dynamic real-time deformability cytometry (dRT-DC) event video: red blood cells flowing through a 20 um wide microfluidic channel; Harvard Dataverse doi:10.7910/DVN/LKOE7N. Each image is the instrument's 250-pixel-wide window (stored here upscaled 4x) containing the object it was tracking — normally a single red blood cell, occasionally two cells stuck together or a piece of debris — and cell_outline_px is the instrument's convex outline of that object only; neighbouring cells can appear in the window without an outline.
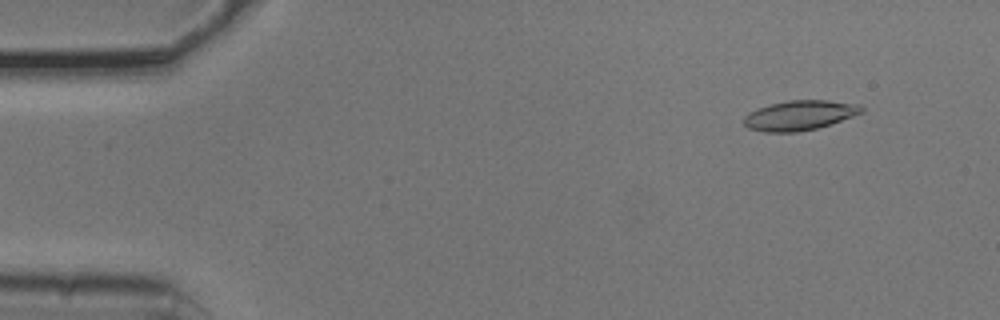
{"species": "common noctule bat (a hibernating species)", "species_latin": "Nyctalus noctula", "temperature_condition": "cold", "stored_images_in_passage": 4, "camera_frame_rate_fps": 3000, "um_per_image_px": 0.085, "animal": {"sex": "male", "body_mass_g": 20.5, "forearm_length_mm": 52.5}, "frame": {"image": 1, "passage_image": 1, "time_ms": 0.0, "image_size_px": [1000, 320], "cell_outline_px": [[864, 112], [816, 128], [800, 132], [764, 132], [748, 128], [744, 124], [744, 116], [748, 112], [772, 104], [788, 100], [828, 100], [860, 104], [864, 108]], "centroid_in_image_um": [67.97, 9.8], "position_along_channel_um": 17.0, "area_um2": 20.29}}
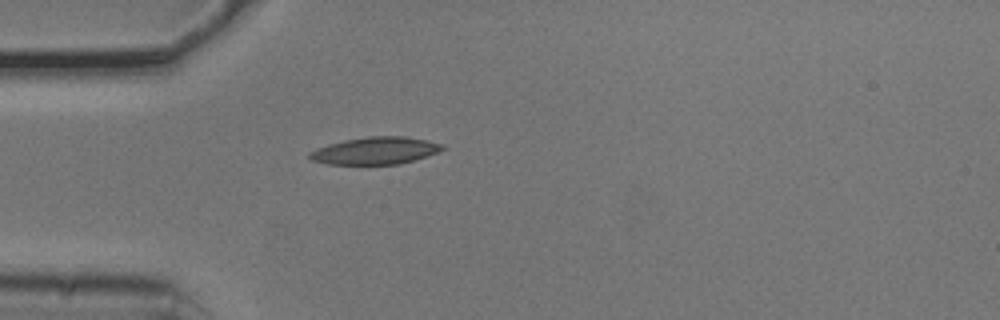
{"frame": {"image": 2, "passage_image": 4, "time_ms": 1.0, "image_size_px": [1000, 320], "cell_outline_px": [[444, 148], [436, 152], [400, 164], [328, 164], [312, 160], [308, 156], [308, 152], [316, 148], [328, 144], [344, 140], [368, 136], [404, 136], [428, 140], [444, 144]], "centroid_in_image_um": [31.86, 12.8], "position_along_channel_um": 53.1, "area_um2": 20.98}}